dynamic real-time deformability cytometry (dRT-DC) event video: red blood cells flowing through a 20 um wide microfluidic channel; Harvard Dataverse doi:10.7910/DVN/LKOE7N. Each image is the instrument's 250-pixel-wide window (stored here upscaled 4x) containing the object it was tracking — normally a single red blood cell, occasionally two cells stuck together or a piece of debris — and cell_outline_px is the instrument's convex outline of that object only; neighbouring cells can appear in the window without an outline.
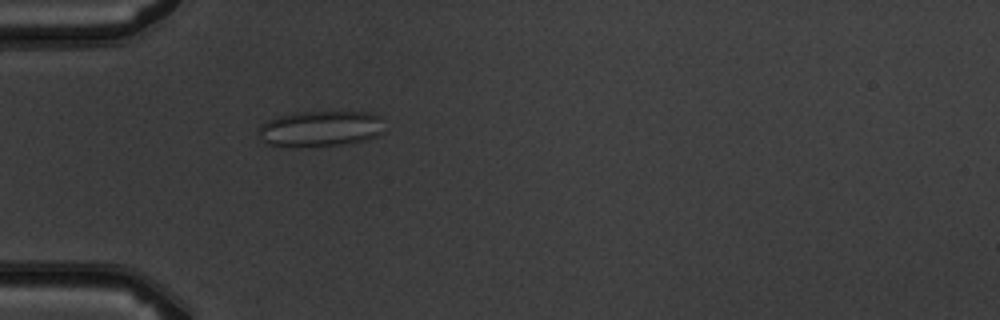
{"species": "common noctule bat (a hibernating species)", "species_latin": "Nyctalus noctula", "temperature_condition": "warm", "stored_images_in_passage": 4, "camera_frame_rate_fps": 3000, "um_per_image_px": 0.085, "animal": {"sex": "male", "body_mass_g": 19.5, "forearm_length_mm": 54.6}, "frame": {"image": 1, "passage_image": 4, "time_ms": 3.667, "image_size_px": [1000, 320], "cell_outline_px": [[384, 132], [368, 140], [348, 144], [296, 148], [268, 144], [260, 140], [256, 132], [260, 124], [268, 120], [280, 116], [296, 112], [372, 112], [380, 116]], "centroid_in_image_um": [27.21, 10.96], "position_along_channel_um": 57.8, "area_um2": 26.93}}